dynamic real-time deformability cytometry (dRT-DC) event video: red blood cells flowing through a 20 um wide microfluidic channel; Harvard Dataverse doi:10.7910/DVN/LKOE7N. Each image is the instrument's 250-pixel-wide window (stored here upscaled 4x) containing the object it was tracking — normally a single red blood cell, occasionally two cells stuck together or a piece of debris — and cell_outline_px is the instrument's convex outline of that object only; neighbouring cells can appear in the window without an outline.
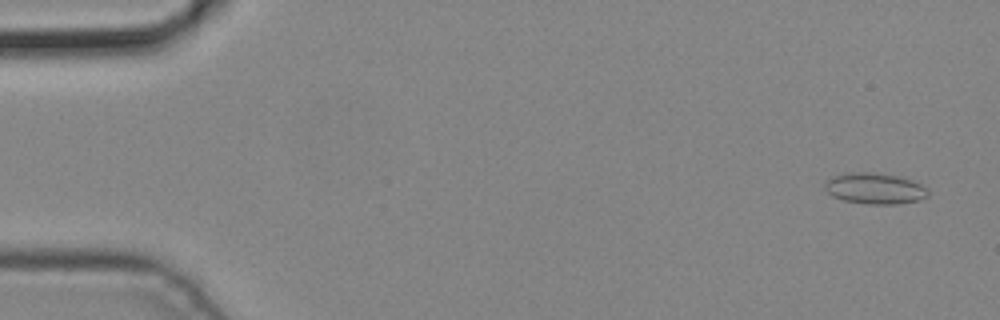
{"species": "common noctule bat (a hibernating species)", "species_latin": "Nyctalus noctula", "temperature_condition": "cold", "stored_images_in_passage": 4, "camera_frame_rate_fps": 3000, "um_per_image_px": 0.085, "animal": {"sex": "male", "body_mass_g": 19.2, "forearm_length_mm": 51.8}, "frame": {"image": 1, "passage_image": 1, "time_ms": 0.0, "image_size_px": [1000, 320], "cell_outline_px": [[928, 196], [920, 200], [896, 204], [868, 204], [844, 200], [832, 196], [824, 188], [824, 180], [832, 176], [844, 172], [872, 172], [900, 176], [912, 180], [928, 188]], "centroid_in_image_um": [74.34, 16.0], "position_along_channel_um": 10.7, "area_um2": 18.96}}
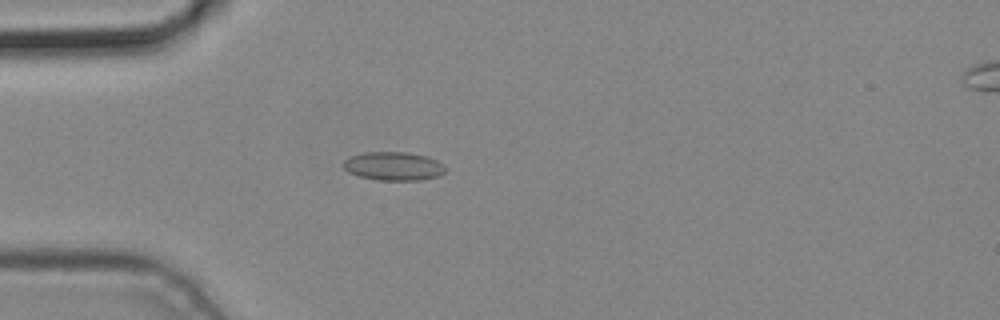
{"frame": {"image": 2, "passage_image": 4, "time_ms": 1.0, "image_size_px": [1000, 320], "cell_outline_px": [[444, 172], [436, 176], [420, 180], [380, 180], [360, 176], [348, 172], [344, 168], [344, 160], [348, 156], [364, 152], [408, 152], [428, 156], [444, 164]], "centroid_in_image_um": [33.43, 14.1], "position_along_channel_um": 51.6, "area_um2": 16.94}}